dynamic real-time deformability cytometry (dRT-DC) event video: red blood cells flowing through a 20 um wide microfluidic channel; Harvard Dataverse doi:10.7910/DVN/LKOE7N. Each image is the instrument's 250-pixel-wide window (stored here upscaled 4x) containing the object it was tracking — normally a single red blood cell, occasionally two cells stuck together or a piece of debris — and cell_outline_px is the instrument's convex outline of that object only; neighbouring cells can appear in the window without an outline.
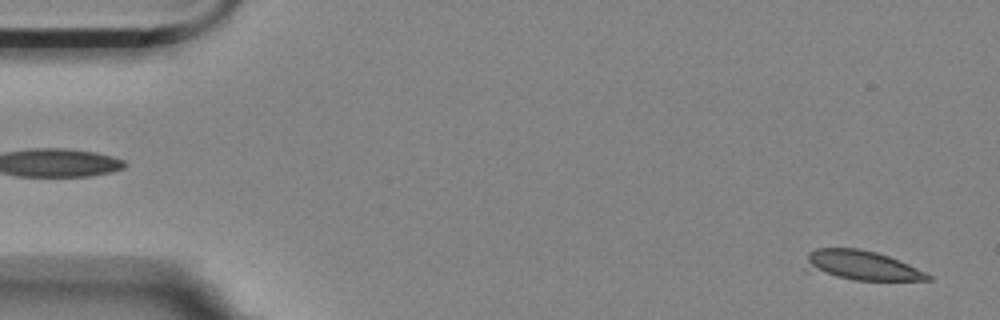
{"species": "Egyptian fruit bat (a non-hibernating species)", "species_latin": "Rousettus aegyptiacus", "temperature_condition": "room temperature", "stored_images_in_passage": 20, "camera_frame_rate_fps": 3000, "um_per_image_px": 0.085, "animal": {"sex": "female"}, "frame": {"image": 1, "passage_image": 2, "time_ms": 0.333, "image_size_px": [1000, 320], "cell_outline_px": [[932, 280], [856, 280], [808, 272], [804, 268], [808, 252], [816, 248], [860, 248], [876, 252], [888, 256], [908, 264], [932, 276]], "centroid_in_image_um": [73.15, 22.55], "position_along_channel_um": 11.9, "area_um2": 21.15}}
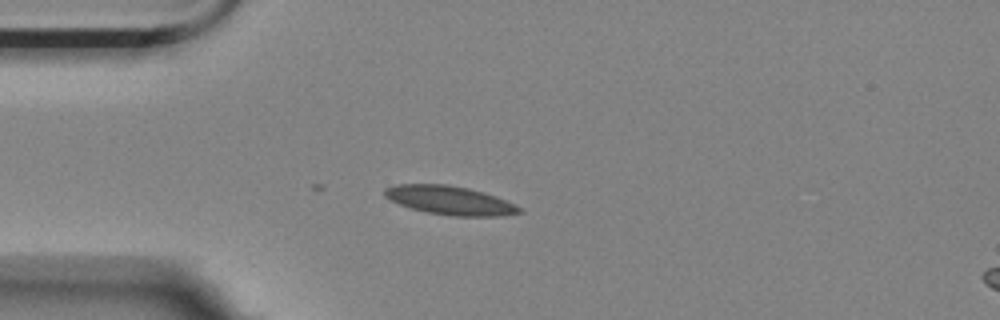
{"frame": {"image": 2, "passage_image": 14, "time_ms": 4.333, "image_size_px": [1000, 320], "cell_outline_px": [[524, 212], [504, 216], [448, 216], [428, 212], [412, 208], [400, 204], [384, 196], [384, 188], [396, 184], [448, 184], [468, 188], [484, 192], [496, 196], [516, 204]], "centroid_in_image_um": [38.28, 17.03], "position_along_channel_um": 46.7, "area_um2": 22.66}}
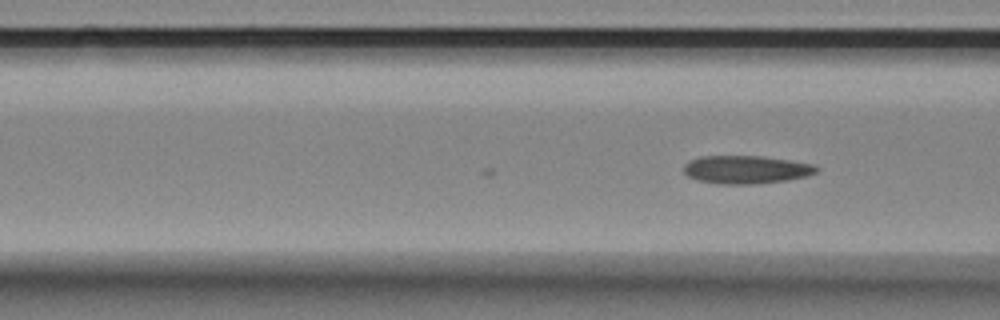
{"frame": {"image": 3, "passage_image": 20, "time_ms": 6.333, "image_size_px": [1000, 320], "cell_outline_px": [[820, 168], [816, 172], [804, 176], [784, 180], [756, 184], [716, 184], [696, 180], [688, 176], [684, 172], [684, 164], [688, 160], [700, 156], [764, 156], [812, 164]], "centroid_in_image_um": [63.35, 14.41], "position_along_channel_um": 103.3, "area_um2": 21.73}}